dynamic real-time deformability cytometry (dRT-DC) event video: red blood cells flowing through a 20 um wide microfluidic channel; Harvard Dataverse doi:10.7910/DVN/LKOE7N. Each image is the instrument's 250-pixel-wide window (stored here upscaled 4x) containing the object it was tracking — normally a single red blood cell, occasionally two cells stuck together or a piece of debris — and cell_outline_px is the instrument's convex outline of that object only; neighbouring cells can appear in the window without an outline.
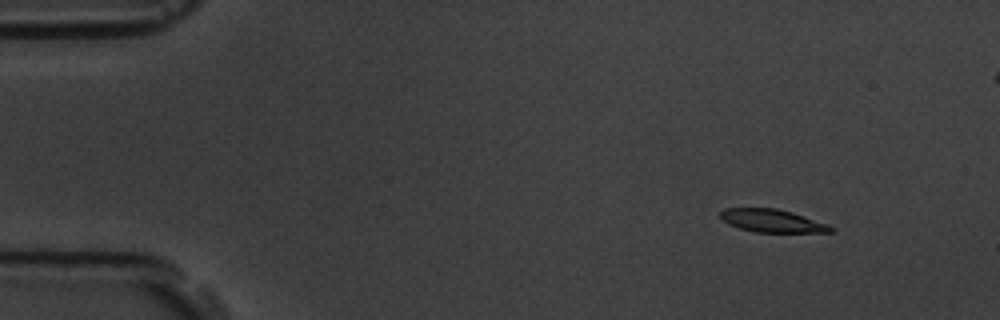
{"species": "common noctule bat (a hibernating species)", "species_latin": "Nyctalus noctula", "temperature_condition": "room temperature", "stored_images_in_passage": 4, "camera_frame_rate_fps": 3000, "um_per_image_px": 0.085, "animal": {"sex": "male", "body_mass_g": 19.5, "forearm_length_mm": 54.6}, "frame": {"image": 1, "passage_image": 1, "time_ms": 0.0, "image_size_px": [1000, 320], "cell_outline_px": [[836, 228], [832, 232], [756, 232], [740, 228], [728, 224], [720, 216], [720, 212], [724, 208], [776, 208], [792, 212], [828, 224]], "centroid_in_image_um": [65.65, 18.76], "position_along_channel_um": 19.3, "area_um2": 14.68}}